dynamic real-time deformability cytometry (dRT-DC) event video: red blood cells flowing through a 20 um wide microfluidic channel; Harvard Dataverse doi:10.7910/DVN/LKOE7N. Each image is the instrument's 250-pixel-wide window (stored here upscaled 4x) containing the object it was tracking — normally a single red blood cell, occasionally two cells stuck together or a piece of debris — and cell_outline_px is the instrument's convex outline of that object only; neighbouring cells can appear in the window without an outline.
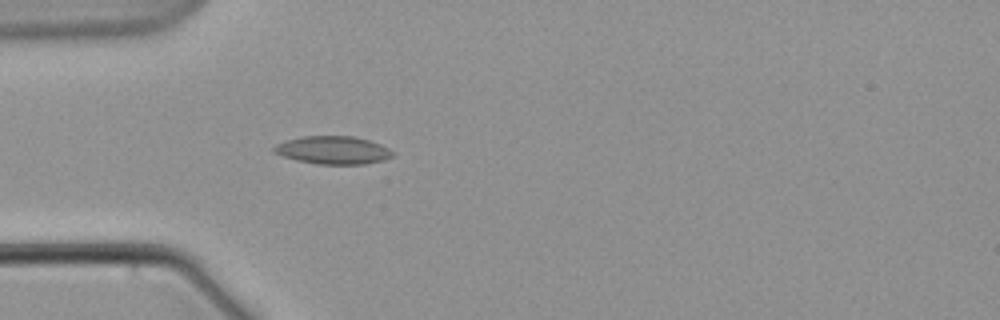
{"species": "common noctule bat (a hibernating species)", "species_latin": "Nyctalus noctula", "temperature_condition": "warm", "stored_images_in_passage": 3, "camera_frame_rate_fps": 3000, "um_per_image_px": 0.085, "animal": {"sex": "male", "body_mass_g": 21.5, "forearm_length_mm": 52.0}, "frame": {"image": 1, "passage_image": 3, "time_ms": 2.333, "image_size_px": [1000, 320], "cell_outline_px": [[392, 156], [384, 160], [364, 164], [320, 164], [296, 160], [272, 152], [272, 148], [276, 144], [284, 140], [300, 136], [352, 136], [368, 140], [380, 144], [388, 148], [392, 152]], "centroid_in_image_um": [28.26, 12.75], "position_along_channel_um": 56.7, "area_um2": 19.31}}